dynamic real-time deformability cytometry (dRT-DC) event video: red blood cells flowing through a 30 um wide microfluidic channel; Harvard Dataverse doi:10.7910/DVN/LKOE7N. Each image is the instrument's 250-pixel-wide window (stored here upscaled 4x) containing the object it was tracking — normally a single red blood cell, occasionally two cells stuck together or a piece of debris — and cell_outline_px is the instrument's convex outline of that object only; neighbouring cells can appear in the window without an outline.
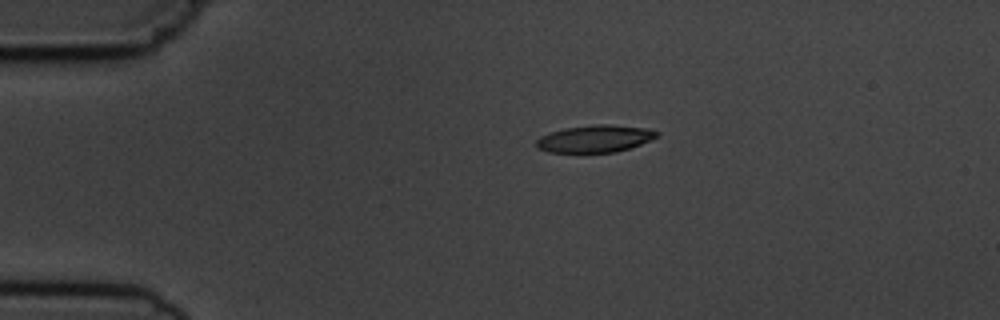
{"species": "common noctule bat (a hibernating species)", "species_latin": "Nyctalus noctula", "temperature_condition": "cold", "stored_images_in_passage": 3, "camera_frame_rate_fps": 3000, "um_per_image_px": 0.085, "animal": {"sex": "male", "body_mass_g": 19.5, "forearm_length_mm": 54.6}, "frame": {"image": 1, "passage_image": 1, "time_ms": 0.0, "image_size_px": [1000, 320], "cell_outline_px": [[660, 136], [640, 144], [616, 152], [548, 152], [536, 148], [536, 140], [540, 136], [564, 128], [596, 124], [608, 124], [648, 128], [660, 132]], "centroid_in_image_um": [50.59, 11.78], "position_along_channel_um": 34.4, "area_um2": 19.13}}